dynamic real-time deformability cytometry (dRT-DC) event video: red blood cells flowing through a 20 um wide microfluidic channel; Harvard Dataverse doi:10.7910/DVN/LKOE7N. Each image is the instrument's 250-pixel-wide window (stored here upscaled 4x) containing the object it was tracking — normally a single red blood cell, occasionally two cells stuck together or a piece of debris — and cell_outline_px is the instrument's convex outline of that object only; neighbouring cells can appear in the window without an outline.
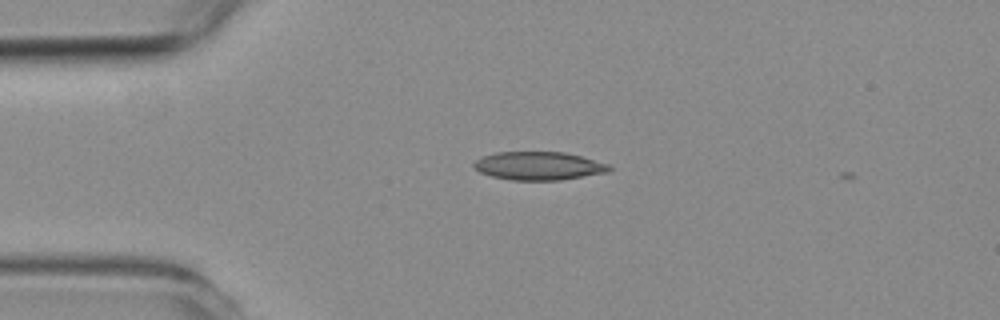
{"species": "common noctule bat (a hibernating species)", "species_latin": "Nyctalus noctula", "temperature_condition": "room temperature", "stored_images_in_passage": 6, "camera_frame_rate_fps": 3000, "um_per_image_px": 0.085, "animal": {"sex": "female", "body_mass_g": 19.3, "forearm_length_mm": 54.1}, "frame": {"image": 1, "passage_image": 3, "time_ms": 0.667, "image_size_px": [1000, 320], "cell_outline_px": [[612, 168], [608, 172], [560, 180], [512, 180], [492, 176], [480, 172], [472, 164], [480, 156], [496, 152], [564, 152], [580, 156], [608, 164]], "centroid_in_image_um": [45.76, 14.09], "position_along_channel_um": 39.2, "area_um2": 22.2}}